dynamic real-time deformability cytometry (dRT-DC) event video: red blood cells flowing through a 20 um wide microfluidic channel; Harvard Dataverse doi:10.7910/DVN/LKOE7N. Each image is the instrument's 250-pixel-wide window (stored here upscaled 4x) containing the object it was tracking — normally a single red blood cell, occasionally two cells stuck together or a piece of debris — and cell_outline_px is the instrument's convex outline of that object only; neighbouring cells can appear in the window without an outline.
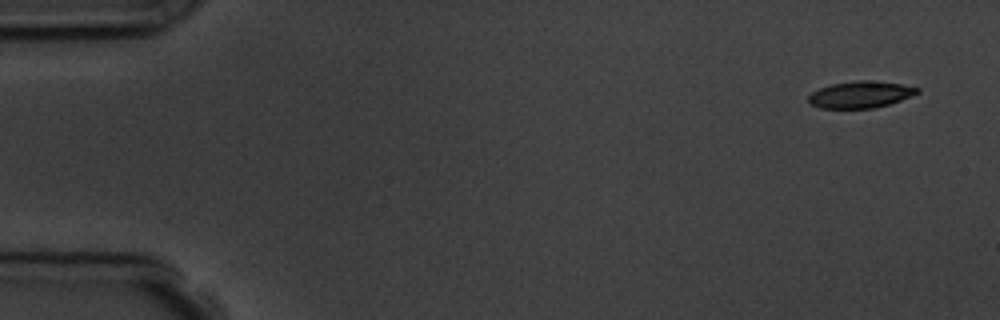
{"species": "common noctule bat (a hibernating species)", "species_latin": "Nyctalus noctula", "temperature_condition": "room temperature", "stored_images_in_passage": 4, "camera_frame_rate_fps": 3000, "um_per_image_px": 0.085, "animal": {"sex": "male", "body_mass_g": 19.5, "forearm_length_mm": 54.6}, "frame": {"image": 1, "passage_image": 1, "time_ms": 0.0, "image_size_px": [1000, 320], "cell_outline_px": [[920, 92], [912, 96], [888, 104], [872, 108], [820, 108], [812, 104], [808, 100], [808, 96], [812, 92], [820, 88], [832, 84], [856, 80], [864, 80], [900, 84], [920, 88]], "centroid_in_image_um": [73.14, 8.03], "position_along_channel_um": 11.9, "area_um2": 16.7}}